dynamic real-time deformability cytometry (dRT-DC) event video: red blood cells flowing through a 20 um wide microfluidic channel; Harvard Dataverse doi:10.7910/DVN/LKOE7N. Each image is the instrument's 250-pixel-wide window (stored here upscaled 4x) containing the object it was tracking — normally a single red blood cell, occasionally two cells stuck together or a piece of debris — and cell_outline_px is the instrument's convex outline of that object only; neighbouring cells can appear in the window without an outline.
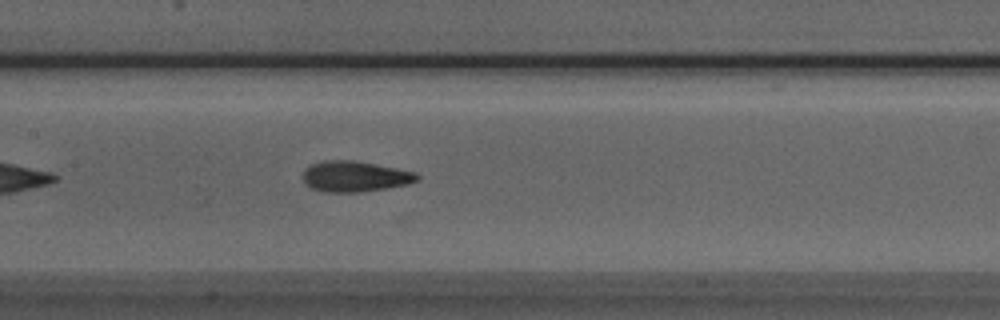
{"species": "Egyptian fruit bat (a non-hibernating species)", "species_latin": "Rousettus aegyptiacus", "temperature_condition": "room temperature", "stored_images_in_passage": 30, "camera_frame_rate_fps": 3000, "um_per_image_px": 0.085, "animal": {"sex": "male"}, "frame": {"image": 1, "passage_image": 9, "time_ms": 2.667, "image_size_px": [1000, 320], "cell_outline_px": [[420, 180], [408, 184], [388, 188], [360, 192], [320, 192], [304, 184], [304, 168], [308, 164], [324, 160], [352, 160], [376, 164], [416, 172], [420, 176]], "centroid_in_image_um": [30.16, 15.0], "position_along_channel_um": 177.2, "area_um2": 20.75}}
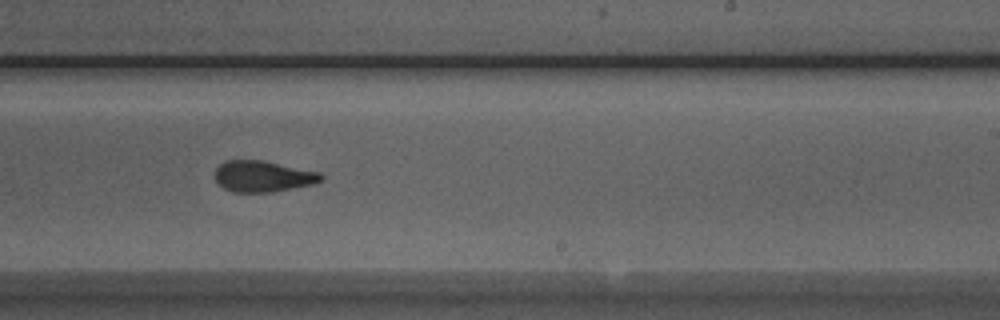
{"frame": {"image": 2, "passage_image": 16, "time_ms": 5.0, "image_size_px": [1000, 320], "cell_outline_px": [[324, 180], [312, 184], [272, 192], [236, 192], [224, 188], [216, 180], [216, 168], [224, 160], [264, 160], [320, 172], [324, 176]], "centroid_in_image_um": [22.38, 14.97], "position_along_channel_um": 266.6, "area_um2": 19.25}}
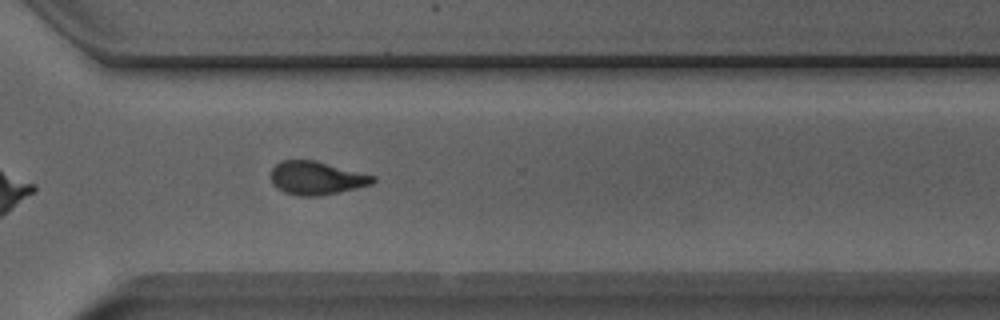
{"frame": {"image": 3, "passage_image": 22, "time_ms": 7.0, "image_size_px": [1000, 320], "cell_outline_px": [[376, 180], [372, 184], [356, 188], [316, 196], [300, 196], [284, 192], [276, 188], [272, 184], [272, 168], [280, 160], [316, 160], [376, 176]], "centroid_in_image_um": [26.89, 15.12], "position_along_channel_um": 343.7, "area_um2": 19.77}}